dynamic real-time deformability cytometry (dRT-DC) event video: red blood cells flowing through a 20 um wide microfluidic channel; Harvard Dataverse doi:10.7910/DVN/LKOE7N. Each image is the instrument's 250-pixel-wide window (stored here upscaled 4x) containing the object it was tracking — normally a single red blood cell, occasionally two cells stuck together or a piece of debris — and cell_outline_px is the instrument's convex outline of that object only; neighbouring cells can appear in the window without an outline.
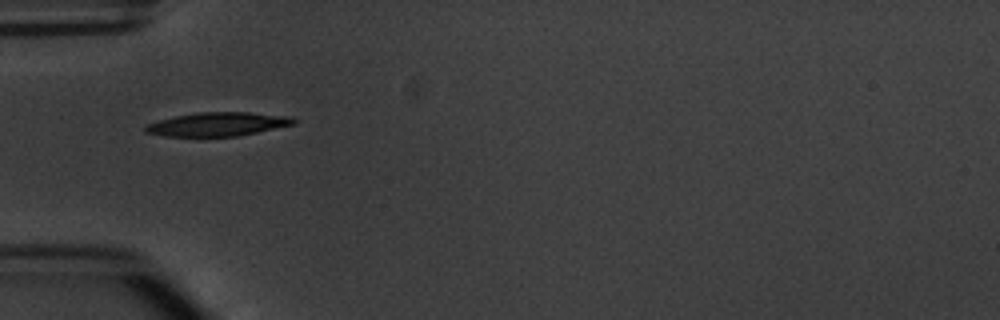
{"species": "common noctule bat (a hibernating species)", "species_latin": "Nyctalus noctula", "temperature_condition": "warm", "stored_images_in_passage": 3, "camera_frame_rate_fps": 3000, "um_per_image_px": 0.085, "animal": {"sex": "male", "body_mass_g": 20.1, "forearm_length_mm": 53.5}, "frame": {"image": 1, "passage_image": 1, "time_ms": 0.0, "image_size_px": [1000, 320], "cell_outline_px": [[296, 124], [236, 136], [164, 136], [144, 132], [144, 124], [176, 116], [196, 112], [248, 112], [292, 116], [296, 120]], "centroid_in_image_um": [18.5, 10.55], "position_along_channel_um": 66.5, "area_um2": 20.52}}
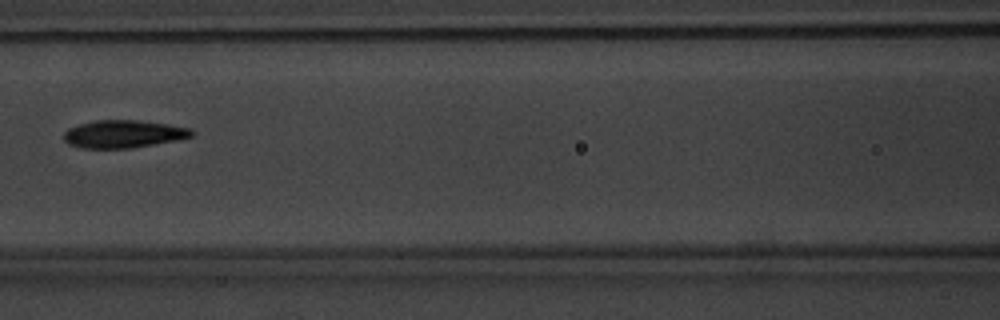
{"frame": {"image": 2, "passage_image": 3, "time_ms": 2.333, "image_size_px": [1000, 320], "cell_outline_px": [[196, 132], [192, 136], [176, 140], [132, 148], [80, 148], [68, 144], [64, 140], [64, 132], [68, 128], [80, 124], [96, 120], [136, 120], [168, 124], [192, 128]], "centroid_in_image_um": [10.5, 11.39], "position_along_channel_um": 156.1, "area_um2": 20.69}}